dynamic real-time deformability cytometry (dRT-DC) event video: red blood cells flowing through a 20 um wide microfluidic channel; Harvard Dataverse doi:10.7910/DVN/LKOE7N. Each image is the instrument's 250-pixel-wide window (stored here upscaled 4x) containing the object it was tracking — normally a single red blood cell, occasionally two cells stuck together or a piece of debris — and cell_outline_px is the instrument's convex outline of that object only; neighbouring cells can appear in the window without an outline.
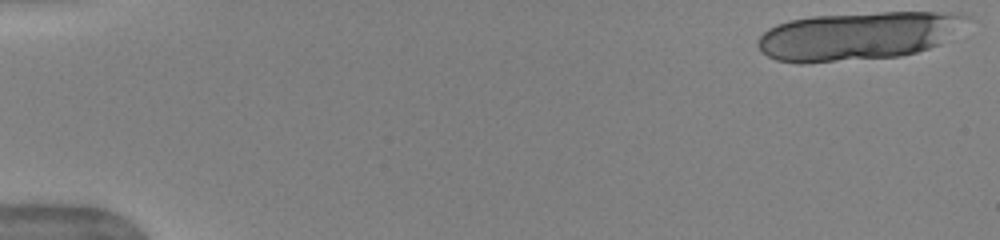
{"species": "human", "species_latin": "Homo sapiens", "temperature_condition": "warm", "stored_images_in_passage": 9, "camera_frame_rate_fps": 3000, "um_per_image_px": 0.085, "donor": {"sex": "female"}, "frame": {"image": 1, "passage_image": 1, "time_ms": 0.0, "image_size_px": [1000, 240], "cell_outline_px": [[972, 16], [940, 44], [916, 52], [900, 56], [804, 64], [800, 64], [776, 60], [768, 56], [756, 44], [760, 36], [768, 28], [776, 24], [788, 20], [812, 16], [880, 12], [960, 12]], "centroid_in_image_um": [72.9, 3.05], "position_along_channel_um": 12.1, "area_um2": 58.84}}